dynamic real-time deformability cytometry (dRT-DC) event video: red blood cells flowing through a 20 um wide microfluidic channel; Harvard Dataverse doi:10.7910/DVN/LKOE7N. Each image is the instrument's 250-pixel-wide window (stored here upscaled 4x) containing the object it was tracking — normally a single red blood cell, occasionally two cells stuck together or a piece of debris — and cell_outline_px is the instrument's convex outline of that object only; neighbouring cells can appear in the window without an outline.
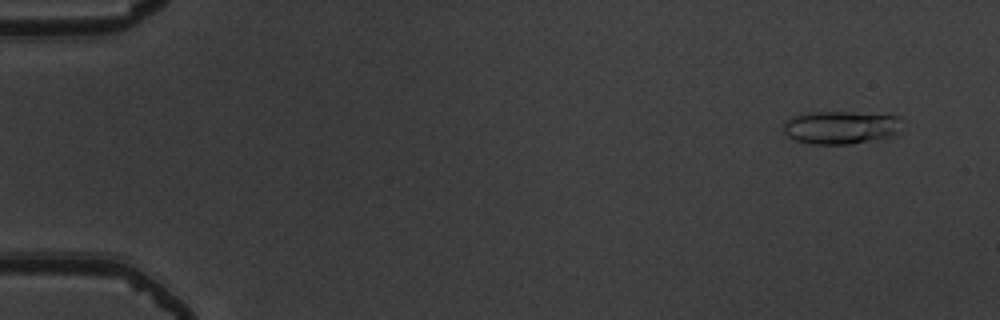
{"species": "common noctule bat (a hibernating species)", "species_latin": "Nyctalus noctula", "temperature_condition": "warm", "stored_images_in_passage": 53, "camera_frame_rate_fps": 3000, "um_per_image_px": 0.085, "animal": {"sex": "male", "body_mass_g": 19.5, "forearm_length_mm": 54.6}, "frame": {"image": 1, "passage_image": 4, "time_ms": 1.0, "image_size_px": [1000, 320], "cell_outline_px": [[900, 132], [892, 136], [848, 144], [812, 144], [796, 140], [788, 136], [784, 132], [784, 124], [788, 120], [804, 112], [848, 112], [900, 116]], "centroid_in_image_um": [71.48, 10.83], "position_along_channel_um": 13.5, "area_um2": 22.6}}
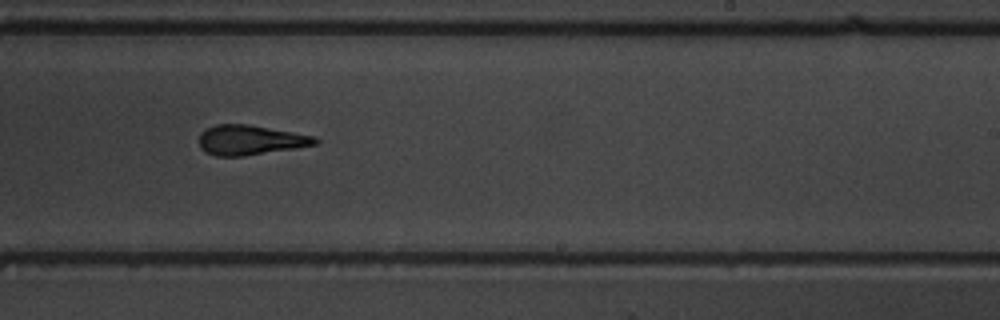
{"frame": {"image": 2, "passage_image": 34, "time_ms": 11.0, "image_size_px": [1000, 320], "cell_outline_px": [[320, 144], [296, 148], [244, 156], [216, 156], [204, 152], [200, 148], [200, 132], [216, 124], [248, 124], [316, 136], [320, 140]], "centroid_in_image_um": [21.31, 11.91], "position_along_channel_um": 267.7, "area_um2": 20.35}}
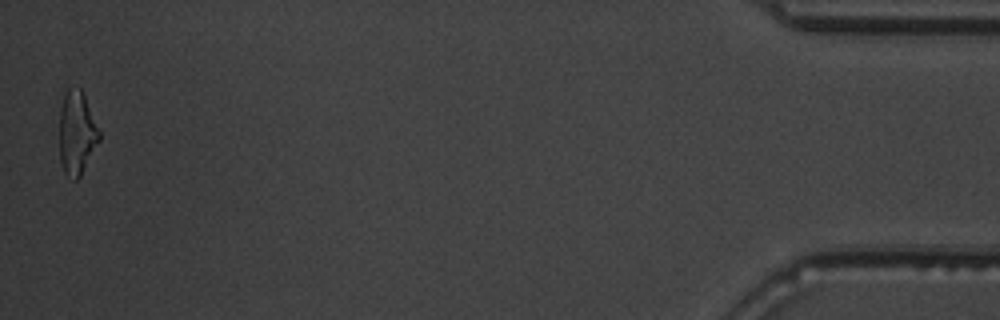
{"frame": {"image": 3, "passage_image": 53, "time_ms": 17.333, "image_size_px": [1000, 320], "cell_outline_px": [[100, 140], [80, 176], [76, 180], [72, 180], [64, 172], [60, 160], [60, 108], [64, 96], [68, 88], [80, 88], [84, 92], [100, 132]], "centroid_in_image_um": [6.53, 11.29], "position_along_channel_um": 428.7, "area_um2": 19.36}, "authors_computed_cell_mechanics": {"area_um2": 20.3456, "velocity_mm_per_s": 3.8828, "shape_relaxation_time_tau1_ms": 3.2916, "shape_relaxation_time_tau2_ms": 1.8393, "deformation_change_tau1": 0.1528, "deformation_change_tau2": 0.1324}}